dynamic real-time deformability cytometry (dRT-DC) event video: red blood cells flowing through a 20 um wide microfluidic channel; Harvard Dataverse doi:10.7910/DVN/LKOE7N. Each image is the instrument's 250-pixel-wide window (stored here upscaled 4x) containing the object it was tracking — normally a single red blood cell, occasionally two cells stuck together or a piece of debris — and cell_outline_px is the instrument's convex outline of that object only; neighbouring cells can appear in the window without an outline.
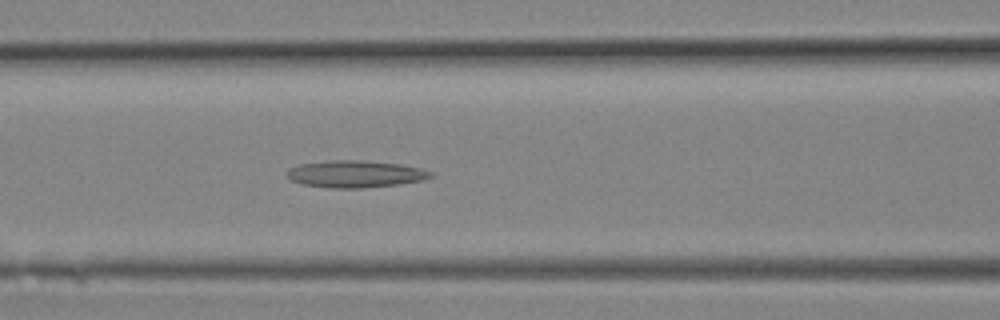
{"species": "Egyptian fruit bat (a non-hibernating species)", "species_latin": "Rousettus aegyptiacus", "temperature_condition": "room temperature", "stored_images_in_passage": 8, "camera_frame_rate_fps": 3000, "um_per_image_px": 0.085, "animal": {"sex": "female"}, "frame": {"image": 1, "passage_image": 8, "time_ms": 2.333, "image_size_px": [1000, 320], "cell_outline_px": [[432, 176], [420, 180], [396, 184], [364, 188], [328, 188], [304, 184], [292, 180], [288, 176], [288, 168], [300, 164], [328, 160], [360, 160], [400, 164], [420, 168], [432, 172]], "centroid_in_image_um": [30.17, 14.78], "position_along_channel_um": 136.4, "area_um2": 22.37}}